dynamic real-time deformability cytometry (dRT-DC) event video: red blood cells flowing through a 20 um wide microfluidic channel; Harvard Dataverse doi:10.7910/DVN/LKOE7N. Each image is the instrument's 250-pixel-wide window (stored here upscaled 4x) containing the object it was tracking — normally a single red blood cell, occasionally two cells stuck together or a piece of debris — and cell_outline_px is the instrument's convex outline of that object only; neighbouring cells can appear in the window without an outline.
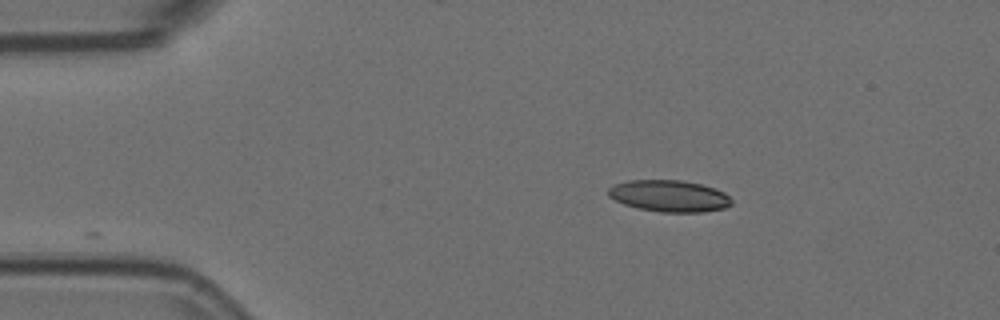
{"species": "Egyptian fruit bat (a non-hibernating species)", "species_latin": "Rousettus aegyptiacus", "temperature_condition": "room temperature", "stored_images_in_passage": 26, "camera_frame_rate_fps": 3000, "um_per_image_px": 0.085, "animal": {"sex": "female"}, "frame": {"image": 1, "passage_image": 1, "time_ms": 0.0, "image_size_px": [1000, 320], "cell_outline_px": [[732, 204], [724, 208], [704, 212], [660, 212], [640, 208], [624, 204], [608, 196], [608, 188], [616, 184], [628, 180], [680, 180], [700, 184], [724, 192], [732, 200]], "centroid_in_image_um": [56.89, 16.66], "position_along_channel_um": 28.1, "area_um2": 22.54}}
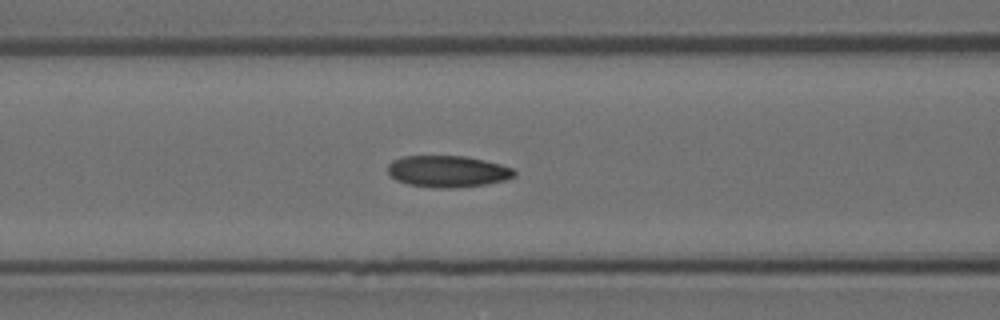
{"frame": {"image": 2, "passage_image": 14, "time_ms": 4.333, "image_size_px": [1000, 320], "cell_outline_px": [[516, 176], [504, 180], [484, 184], [452, 188], [432, 188], [408, 184], [396, 180], [388, 172], [388, 164], [392, 160], [400, 156], [464, 156], [484, 160], [500, 164], [512, 168], [516, 172]], "centroid_in_image_um": [38.03, 14.56], "position_along_channel_um": 128.6, "area_um2": 23.29}}
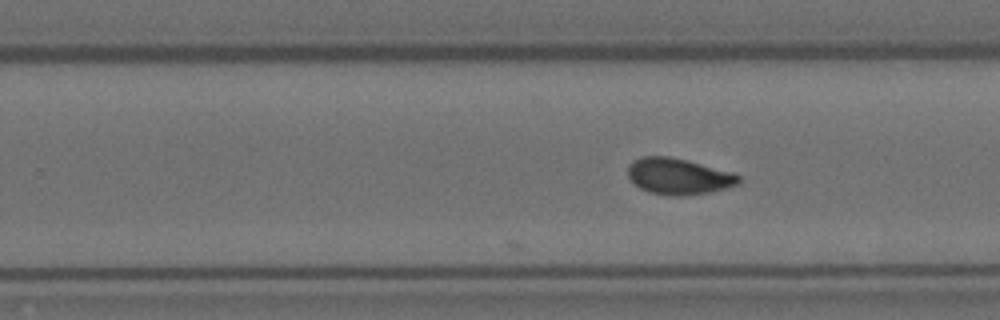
{"frame": {"image": 3, "passage_image": 26, "time_ms": 8.333, "image_size_px": [1000, 320], "cell_outline_px": [[740, 184], [708, 192], [688, 196], [668, 196], [648, 192], [640, 188], [628, 176], [628, 164], [632, 160], [640, 156], [668, 156], [732, 172], [740, 176]], "centroid_in_image_um": [57.64, 15.0], "position_along_channel_um": 272.2, "area_um2": 23.35}}